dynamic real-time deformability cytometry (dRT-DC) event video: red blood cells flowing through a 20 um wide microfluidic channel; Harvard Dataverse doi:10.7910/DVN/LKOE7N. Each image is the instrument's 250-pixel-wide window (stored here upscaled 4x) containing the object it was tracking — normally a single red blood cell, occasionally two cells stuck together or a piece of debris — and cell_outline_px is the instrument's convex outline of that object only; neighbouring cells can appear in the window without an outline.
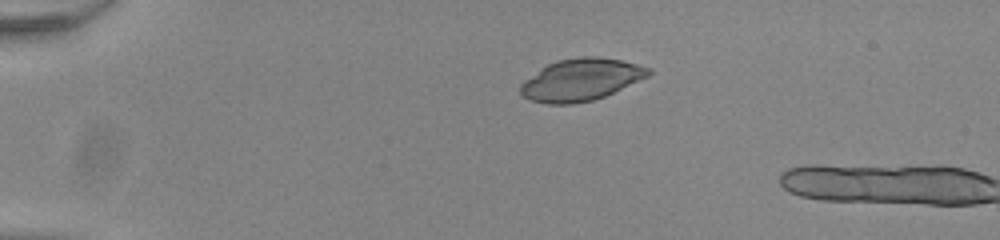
{"species": "common noctule bat (a hibernating species)", "species_latin": "Nyctalus noctula", "temperature_condition": "room temperature", "stored_images_in_passage": 3, "camera_frame_rate_fps": 3000, "um_per_image_px": 0.085, "animal": {"sex": "male", "body_mass_g": 20.0, "forearm_length_mm": 53.3}, "frame": {"image": 1, "passage_image": 1, "time_ms": 0.0, "image_size_px": [1000, 240], "cell_outline_px": [[652, 72], [648, 76], [604, 96], [592, 100], [572, 104], [548, 104], [532, 100], [524, 96], [520, 92], [520, 84], [524, 80], [548, 64], [556, 60], [580, 56], [596, 56], [620, 60], [636, 64], [648, 68]], "centroid_in_image_um": [49.36, 6.77], "position_along_channel_um": 35.6, "area_um2": 30.98}}